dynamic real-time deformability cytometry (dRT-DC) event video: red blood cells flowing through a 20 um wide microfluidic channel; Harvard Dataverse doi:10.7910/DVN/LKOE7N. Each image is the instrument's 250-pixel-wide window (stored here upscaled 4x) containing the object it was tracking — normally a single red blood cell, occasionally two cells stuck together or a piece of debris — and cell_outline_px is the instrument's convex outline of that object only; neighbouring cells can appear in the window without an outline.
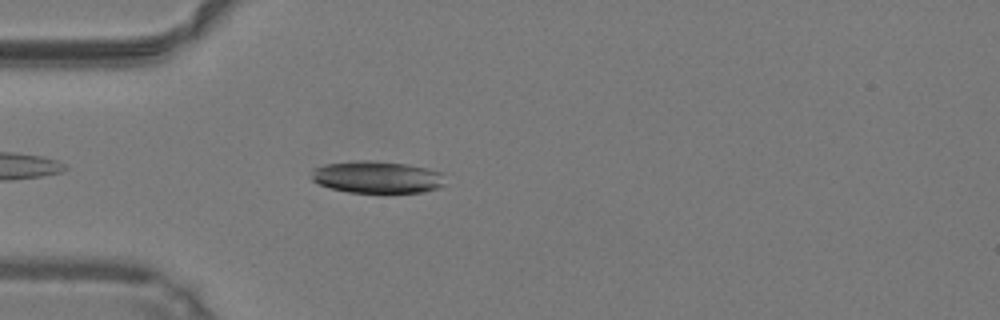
{"species": "common noctule bat (a hibernating species)", "species_latin": "Nyctalus noctula", "temperature_condition": "warm", "stored_images_in_passage": 37, "camera_frame_rate_fps": 3000, "um_per_image_px": 0.085, "animal": {"sex": "male", "body_mass_g": 19.2, "forearm_length_mm": 51.8}, "frame": {"image": 1, "passage_image": 3, "time_ms": 0.667, "image_size_px": [1000, 320], "cell_outline_px": [[444, 184], [436, 188], [424, 192], [348, 192], [332, 188], [320, 184], [312, 180], [312, 168], [324, 164], [356, 160], [368, 160], [408, 164], [440, 172]], "centroid_in_image_um": [31.99, 15.04], "position_along_channel_um": 53.0, "area_um2": 24.74}}
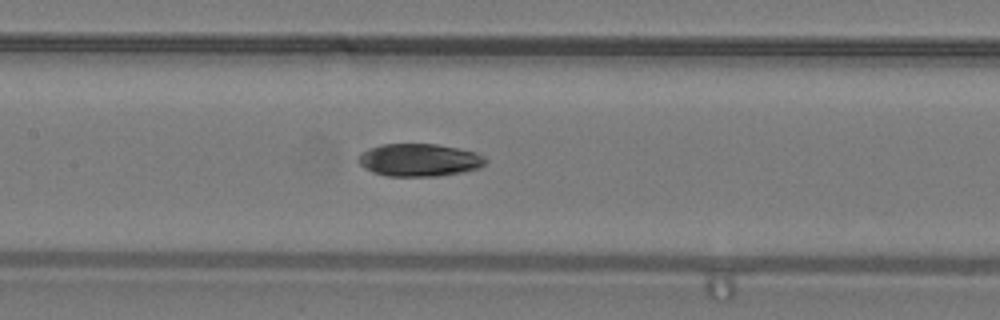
{"frame": {"image": 2, "passage_image": 12, "time_ms": 3.667, "image_size_px": [1000, 320], "cell_outline_px": [[488, 160], [480, 168], [460, 172], [436, 176], [388, 176], [372, 172], [364, 168], [356, 160], [364, 152], [380, 144], [436, 144], [476, 152], [484, 156]], "centroid_in_image_um": [35.65, 13.6], "position_along_channel_um": 171.8, "area_um2": 24.04}}
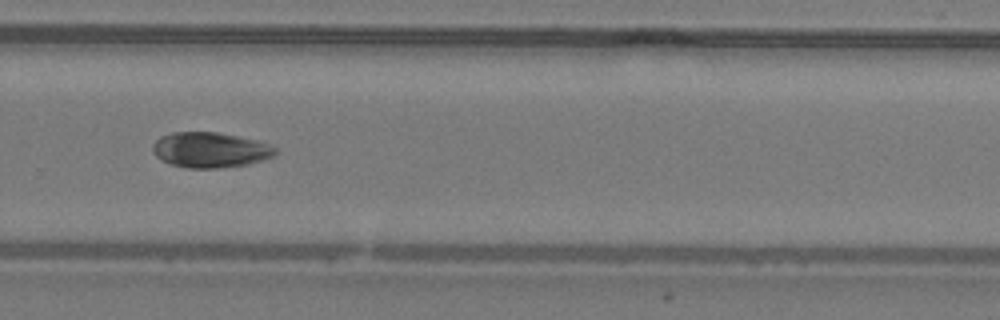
{"frame": {"image": 3, "passage_image": 22, "time_ms": 7.0, "image_size_px": [1000, 320], "cell_outline_px": [[280, 152], [272, 156], [248, 164], [216, 168], [188, 168], [172, 164], [160, 160], [152, 152], [152, 144], [160, 136], [172, 132], [216, 132], [256, 140], [268, 144], [276, 148]], "centroid_in_image_um": [17.83, 12.74], "position_along_channel_um": 312.0, "area_um2": 25.2}, "authors_computed_cell_mechanics": {"area_um2": 25.3164, "velocity_mm_per_s": 4.2238, "shape_relaxation_time_tau1_ms": 3.4889, "shape_relaxation_time_tau2_ms": 1.9202, "deformation_change_tau1": 0.081, "deformation_change_tau2": 0.0466}}